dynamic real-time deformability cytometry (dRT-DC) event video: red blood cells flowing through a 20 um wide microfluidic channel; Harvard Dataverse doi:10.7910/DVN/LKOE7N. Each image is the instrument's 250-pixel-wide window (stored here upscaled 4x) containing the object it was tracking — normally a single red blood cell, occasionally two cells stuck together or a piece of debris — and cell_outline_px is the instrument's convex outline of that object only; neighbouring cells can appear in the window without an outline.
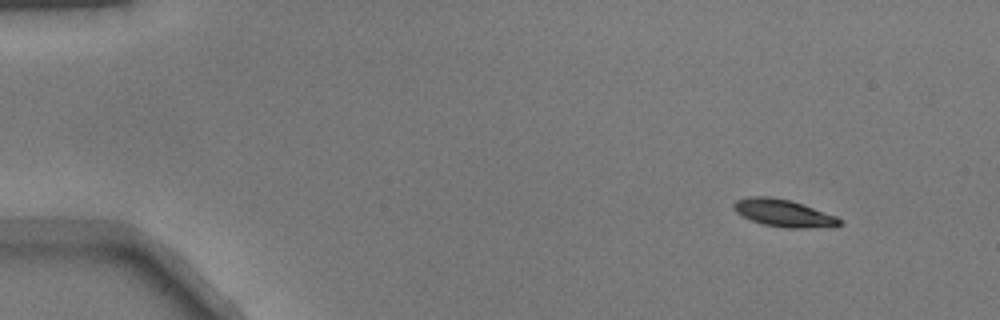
{"species": "common noctule bat (a hibernating species)", "species_latin": "Nyctalus noctula", "temperature_condition": "warm", "stored_images_in_passage": 47, "camera_frame_rate_fps": 3000, "um_per_image_px": 0.085, "animal": {"sex": "male", "body_mass_g": 17.9}, "frame": {"image": 1, "passage_image": 1, "time_ms": 0.0, "image_size_px": [1000, 320], "cell_outline_px": [[844, 224], [836, 228], [784, 228], [764, 224], [752, 220], [736, 212], [732, 208], [732, 204], [736, 200], [752, 196], [768, 196], [792, 200], [836, 216]], "centroid_in_image_um": [66.66, 18.12], "position_along_channel_um": 18.3, "area_um2": 17.11}}
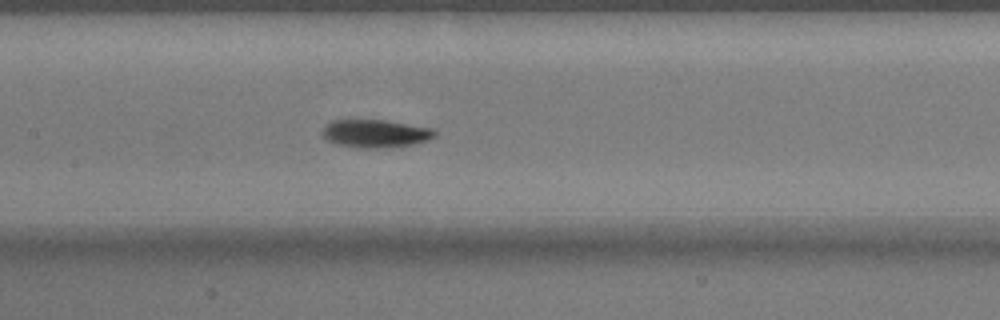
{"frame": {"image": 2, "passage_image": 21, "time_ms": 6.667, "image_size_px": [1000, 320], "cell_outline_px": [[436, 136], [428, 140], [400, 148], [356, 148], [336, 144], [324, 140], [320, 132], [324, 124], [332, 120], [384, 120], [432, 128], [436, 132]], "centroid_in_image_um": [31.86, 11.37], "position_along_channel_um": 175.5, "area_um2": 18.9}}
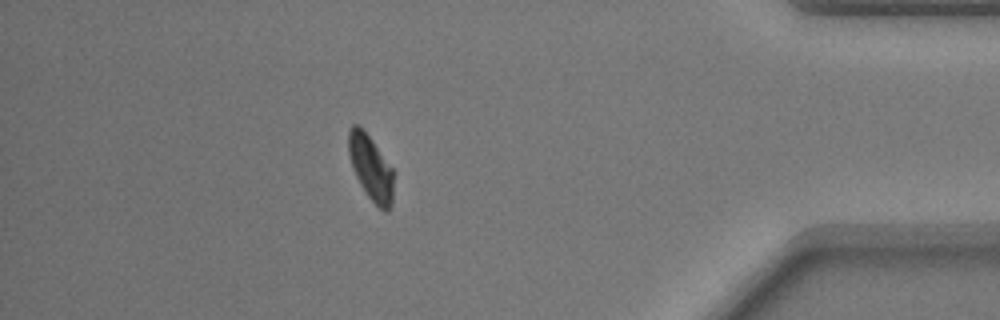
{"frame": {"image": 3, "passage_image": 41, "time_ms": 13.333, "image_size_px": [1000, 320], "cell_outline_px": [[396, 172], [392, 204], [388, 212], [384, 212], [368, 196], [360, 184], [352, 168], [348, 152], [348, 128], [352, 124], [356, 124], [372, 140]], "centroid_in_image_um": [31.56, 14.29], "position_along_channel_um": 403.6, "area_um2": 17.4}}